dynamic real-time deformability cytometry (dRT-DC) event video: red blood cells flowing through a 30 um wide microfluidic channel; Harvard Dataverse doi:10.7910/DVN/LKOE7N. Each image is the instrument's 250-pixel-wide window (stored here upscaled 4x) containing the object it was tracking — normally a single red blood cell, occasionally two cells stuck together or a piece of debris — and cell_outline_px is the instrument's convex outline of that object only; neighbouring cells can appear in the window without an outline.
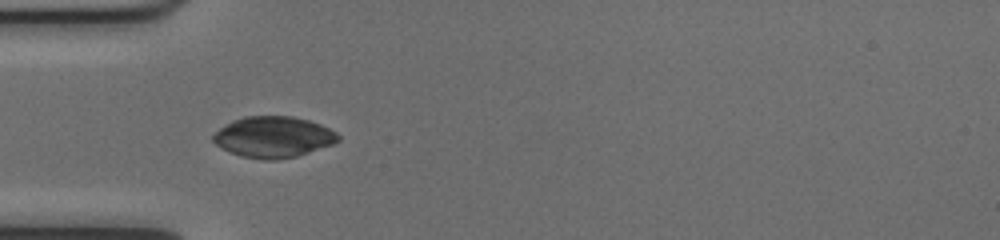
{"species": "common noctule bat (a hibernating species)", "species_latin": "Nyctalus noctula", "temperature_condition": "cold", "stored_images_in_passage": 28, "camera_frame_rate_fps": 3000, "um_per_image_px": 0.085, "animal": {"sex": "female", "body_mass_g": 17.0, "forearm_length_mm": 48.0}, "frame": {"image": 1, "passage_image": 5, "time_ms": 1.333, "image_size_px": [1000, 240], "cell_outline_px": [[340, 140], [332, 144], [296, 156], [276, 160], [264, 160], [240, 156], [216, 144], [212, 140], [212, 136], [220, 128], [232, 120], [244, 116], [292, 116], [308, 120], [320, 124], [336, 132], [340, 136]], "centroid_in_image_um": [23.23, 11.64], "position_along_channel_um": 61.8, "area_um2": 29.71}}
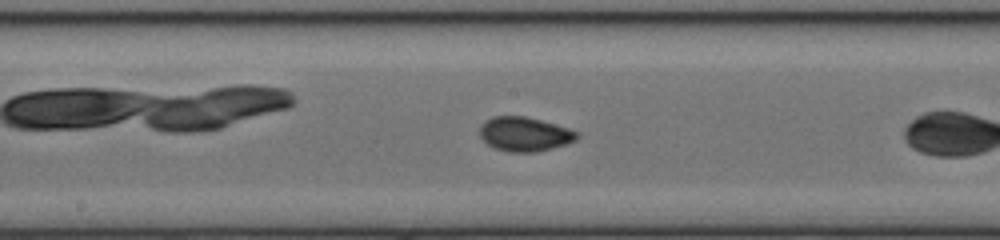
{"frame": {"image": 2, "passage_image": 13, "time_ms": 4.0, "image_size_px": [1000, 240], "cell_outline_px": [[580, 136], [576, 140], [568, 144], [536, 152], [508, 152], [496, 148], [488, 144], [480, 136], [480, 124], [484, 120], [492, 116], [524, 116], [540, 120], [568, 128], [580, 132]], "centroid_in_image_um": [44.6, 11.4], "position_along_channel_um": 203.6, "area_um2": 19.54}, "authors_computed_cell_mechanics": {"area_um2": 18.8717, "velocity_mm_per_s": 4.0192, "shape_relaxation_time_tau1_ms": 1.7205, "shape_relaxation_time_tau2_ms": null, "deformation_change_tau1": 0.0841, "deformation_change_tau2": null}}